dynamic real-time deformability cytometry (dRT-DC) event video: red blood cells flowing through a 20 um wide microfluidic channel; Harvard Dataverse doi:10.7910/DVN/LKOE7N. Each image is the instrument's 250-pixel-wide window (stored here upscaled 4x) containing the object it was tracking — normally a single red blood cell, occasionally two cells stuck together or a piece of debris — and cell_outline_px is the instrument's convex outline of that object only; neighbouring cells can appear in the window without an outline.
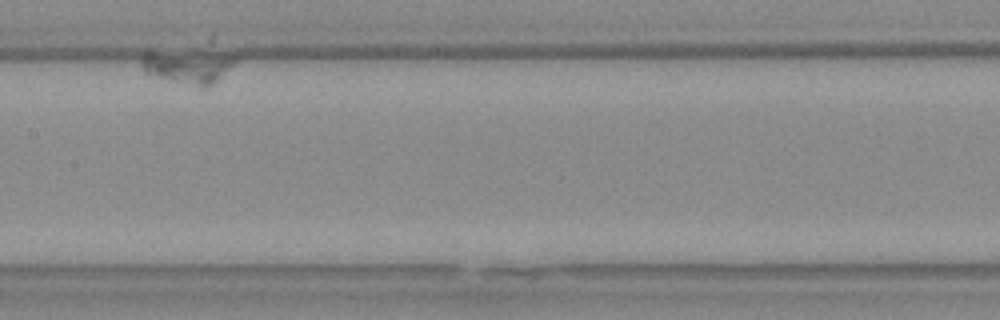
{"species": "Egyptian fruit bat (a non-hibernating species)", "species_latin": "Rousettus aegyptiacus", "temperature_condition": "warm", "stored_images_in_passage": 12, "camera_frame_rate_fps": 3000, "um_per_image_px": 0.085, "animal": {"sex": "female"}, "frame": {"image": 1, "passage_image": 6, "time_ms": 1.667, "image_size_px": [1000, 320], "cell_outline_px": [[236, 60], [208, 88], [204, 88], [144, 76], [140, 64], [140, 60], [144, 52], [152, 52], [236, 56]], "centroid_in_image_um": [15.78, 5.74], "position_along_channel_um": 191.6, "area_um2": 17.69}}